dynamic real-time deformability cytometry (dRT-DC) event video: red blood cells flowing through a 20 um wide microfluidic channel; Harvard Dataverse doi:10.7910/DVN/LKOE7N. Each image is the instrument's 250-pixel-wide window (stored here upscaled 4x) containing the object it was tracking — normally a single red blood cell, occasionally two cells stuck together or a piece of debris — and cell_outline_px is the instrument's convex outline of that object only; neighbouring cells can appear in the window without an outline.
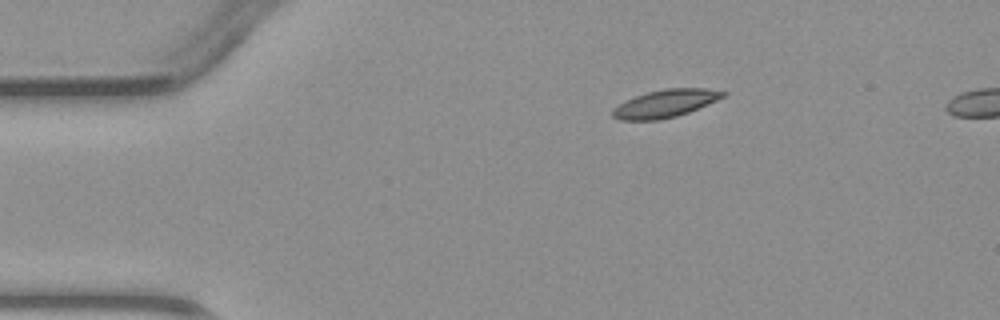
{"species": "common noctule bat (a hibernating species)", "species_latin": "Nyctalus noctula", "temperature_condition": "warm", "stored_images_in_passage": 3, "camera_frame_rate_fps": 3000, "um_per_image_px": 0.085, "animal": {"sex": "male", "body_mass_g": 23.1, "forearm_length_mm": 52.7}, "frame": {"image": 1, "passage_image": 1, "time_ms": 0.0, "image_size_px": [1000, 320], "cell_outline_px": [[728, 96], [688, 112], [676, 116], [660, 120], [620, 120], [612, 116], [612, 108], [636, 96], [648, 92], [664, 88], [708, 88], [728, 92]], "centroid_in_image_um": [56.61, 8.79], "position_along_channel_um": 28.4, "area_um2": 17.86}}